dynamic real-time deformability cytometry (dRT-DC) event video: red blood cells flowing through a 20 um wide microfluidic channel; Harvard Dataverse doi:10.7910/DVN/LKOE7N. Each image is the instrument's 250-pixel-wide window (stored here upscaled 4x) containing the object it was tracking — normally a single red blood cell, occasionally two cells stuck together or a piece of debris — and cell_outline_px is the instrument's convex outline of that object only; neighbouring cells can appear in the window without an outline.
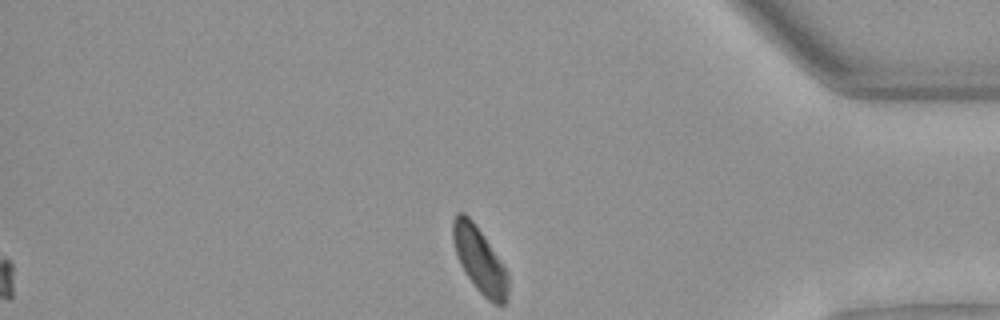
{"species": "Egyptian fruit bat (a non-hibernating species)", "species_latin": "Rousettus aegyptiacus", "temperature_condition": "warm", "stored_images_in_passage": 46, "segment_of_instrument_passage": [2, 2], "camera_frame_rate_fps": 3000, "um_per_image_px": 0.085, "animal": {"sex": "female"}, "frame": {"image": 1, "passage_image": 46, "time_ms": 15.0, "image_size_px": [1000, 320], "cell_outline_px": [[508, 300], [504, 304], [492, 304], [476, 288], [464, 272], [456, 256], [452, 240], [452, 220], [456, 212], [464, 212], [472, 220], [500, 260], [508, 272]], "centroid_in_image_um": [40.74, 22.1], "position_along_channel_um": 394.5, "area_um2": 21.1}}